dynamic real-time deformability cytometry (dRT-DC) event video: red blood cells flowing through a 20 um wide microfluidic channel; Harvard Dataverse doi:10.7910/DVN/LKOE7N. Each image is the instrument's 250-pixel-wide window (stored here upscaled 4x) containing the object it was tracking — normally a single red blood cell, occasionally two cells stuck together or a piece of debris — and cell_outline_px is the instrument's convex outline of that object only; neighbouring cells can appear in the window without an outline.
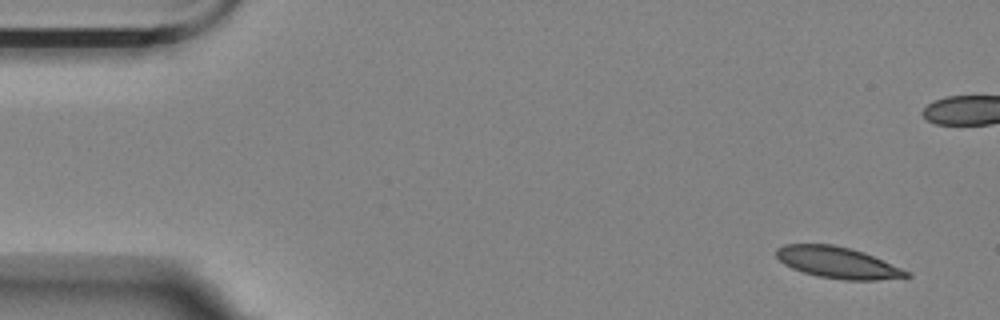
{"species": "Egyptian fruit bat (a non-hibernating species)", "species_latin": "Rousettus aegyptiacus", "temperature_condition": "room temperature", "stored_images_in_passage": 6, "segment_of_instrument_passage": [2, 2], "camera_frame_rate_fps": 3000, "um_per_image_px": 0.085, "animal": {"sex": "female"}, "frame": {"image": 1, "passage_image": 6, "time_ms": 5.667, "image_size_px": [1000, 320], "cell_outline_px": [[912, 276], [876, 280], [844, 280], [816, 276], [792, 268], [784, 264], [776, 256], [776, 248], [784, 244], [832, 244], [864, 252], [900, 268], [908, 272]], "centroid_in_image_um": [71.15, 22.32], "position_along_channel_um": 13.8, "area_um2": 23.52}}